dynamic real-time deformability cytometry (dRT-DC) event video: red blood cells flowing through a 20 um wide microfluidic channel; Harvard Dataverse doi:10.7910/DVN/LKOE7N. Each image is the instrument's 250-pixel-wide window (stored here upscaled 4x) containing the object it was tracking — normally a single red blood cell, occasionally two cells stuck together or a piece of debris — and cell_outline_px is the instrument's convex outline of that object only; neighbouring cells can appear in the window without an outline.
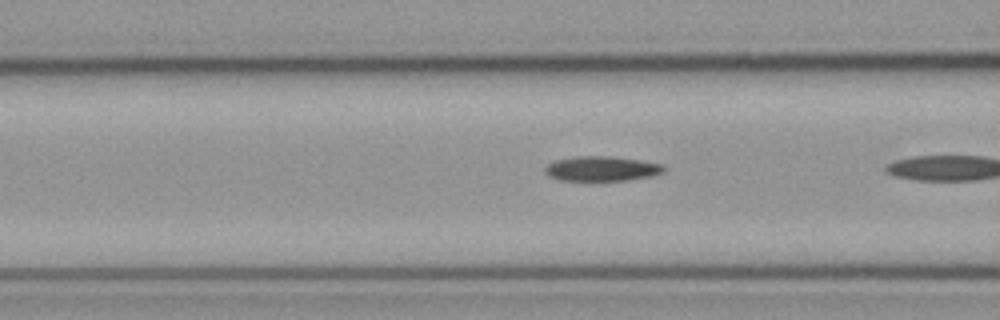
{"species": "common noctule bat (a hibernating species)", "species_latin": "Nyctalus noctula", "temperature_condition": "cold", "stored_images_in_passage": 20, "camera_frame_rate_fps": 3000, "um_per_image_px": 0.085, "animal": {"sex": "male", "body_mass_g": 23.1, "forearm_length_mm": 52.7}, "frame": {"image": 1, "passage_image": 19, "time_ms": 6.0, "image_size_px": [1000, 320], "cell_outline_px": [[668, 168], [664, 172], [652, 176], [628, 180], [592, 184], [560, 180], [548, 176], [544, 172], [544, 168], [548, 164], [556, 160], [576, 156], [612, 156], [640, 160], [664, 164]], "centroid_in_image_um": [51.15, 14.39], "position_along_channel_um": 115.5, "area_um2": 18.32}}